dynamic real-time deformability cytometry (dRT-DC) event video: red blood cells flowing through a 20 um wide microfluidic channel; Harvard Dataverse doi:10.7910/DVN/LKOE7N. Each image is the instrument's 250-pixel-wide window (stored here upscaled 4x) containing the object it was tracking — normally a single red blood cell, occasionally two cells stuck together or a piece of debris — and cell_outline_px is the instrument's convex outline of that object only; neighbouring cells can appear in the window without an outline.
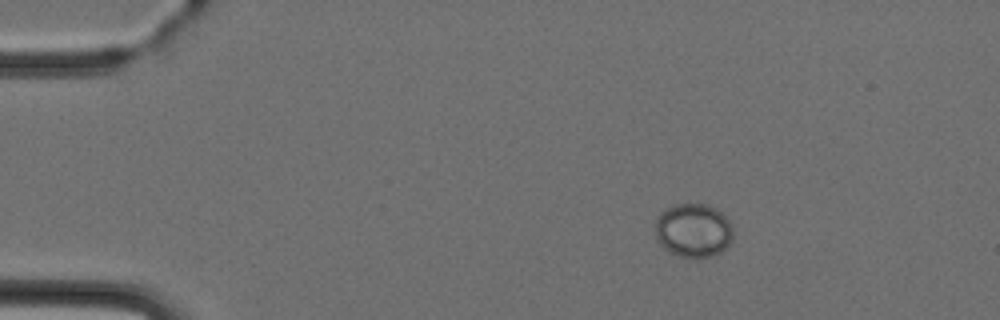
{"species": "Egyptian fruit bat (a non-hibernating species)", "species_latin": "Rousettus aegyptiacus", "temperature_condition": "cold", "stored_images_in_passage": 3, "camera_frame_rate_fps": 3000, "um_per_image_px": 0.085, "animal": {"sex": "female"}, "frame": {"image": 1, "passage_image": 1, "time_ms": 0.0, "image_size_px": [1000, 320], "cell_outline_px": [[732, 240], [720, 252], [712, 256], [696, 260], [676, 256], [664, 248], [656, 240], [656, 220], [668, 208], [676, 204], [708, 204], [716, 208], [728, 220], [732, 228]], "centroid_in_image_um": [58.94, 19.63], "position_along_channel_um": 26.1, "area_um2": 24.51}}